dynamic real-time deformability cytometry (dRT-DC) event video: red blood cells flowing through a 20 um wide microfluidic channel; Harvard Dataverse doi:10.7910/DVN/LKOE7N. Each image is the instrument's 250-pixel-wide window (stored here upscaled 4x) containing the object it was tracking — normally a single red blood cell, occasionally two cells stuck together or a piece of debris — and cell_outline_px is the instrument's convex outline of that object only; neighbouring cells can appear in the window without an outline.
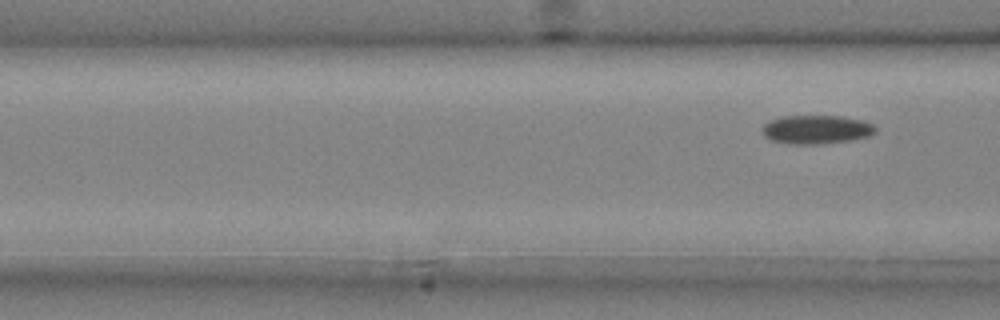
{"species": "common noctule bat (a hibernating species)", "species_latin": "Nyctalus noctula", "temperature_condition": "cold", "stored_images_in_passage": 7, "camera_frame_rate_fps": 3000, "um_per_image_px": 0.085, "animal": {"sex": "male", "body_mass_g": 20.4}, "frame": {"image": 1, "passage_image": 7, "time_ms": 2.0, "image_size_px": [1000, 320], "cell_outline_px": [[876, 132], [868, 136], [848, 140], [820, 144], [788, 144], [772, 140], [764, 136], [764, 124], [768, 120], [780, 116], [840, 116], [860, 120], [872, 124], [876, 128]], "centroid_in_image_um": [69.36, 11.0], "position_along_channel_um": 97.2, "area_um2": 18.79}}